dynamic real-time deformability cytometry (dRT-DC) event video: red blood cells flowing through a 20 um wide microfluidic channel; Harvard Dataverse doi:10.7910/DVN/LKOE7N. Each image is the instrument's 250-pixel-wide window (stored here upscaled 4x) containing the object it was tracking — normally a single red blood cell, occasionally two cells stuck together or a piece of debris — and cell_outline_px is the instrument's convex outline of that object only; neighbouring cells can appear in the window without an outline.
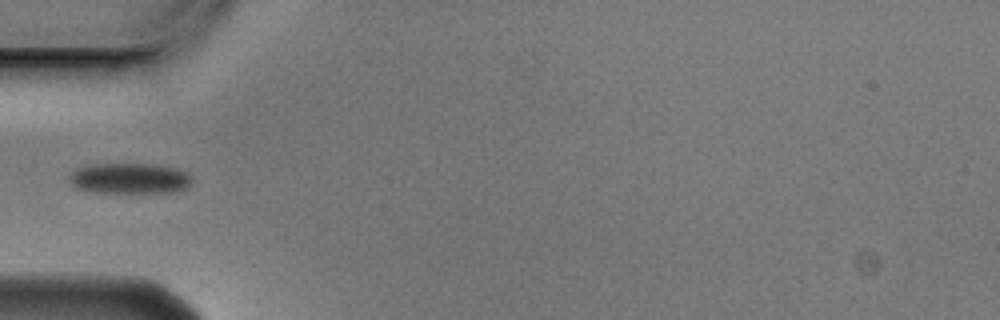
{"species": "Egyptian fruit bat (a non-hibernating species)", "species_latin": "Rousettus aegyptiacus", "temperature_condition": "cold", "stored_images_in_passage": 5, "camera_frame_rate_fps": 3000, "um_per_image_px": 0.085, "animal": {"sex": "male"}, "frame": {"image": 1, "passage_image": 4, "time_ms": 1.0, "image_size_px": [1000, 320], "cell_outline_px": [[192, 184], [188, 188], [172, 192], [92, 192], [76, 188], [68, 184], [68, 176], [76, 168], [88, 164], [152, 164], [176, 168], [188, 172], [192, 176]], "centroid_in_image_um": [11.0, 15.16], "position_along_channel_um": 74.0, "area_um2": 22.31}}
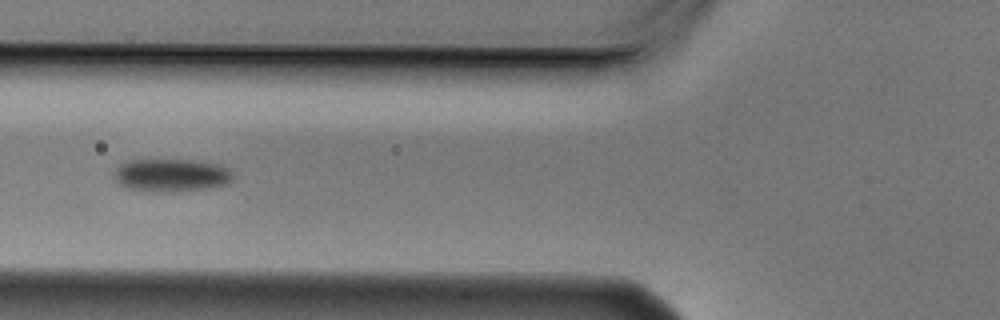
{"frame": {"image": 2, "passage_image": 5, "time_ms": 1.333, "image_size_px": [1000, 320], "cell_outline_px": [[236, 176], [232, 184], [212, 188], [180, 192], [160, 192], [128, 188], [120, 184], [116, 180], [112, 172], [120, 164], [128, 160], [192, 160], [220, 164], [228, 168]], "centroid_in_image_um": [14.65, 14.91], "position_along_channel_um": 111.1, "area_um2": 23.41}}